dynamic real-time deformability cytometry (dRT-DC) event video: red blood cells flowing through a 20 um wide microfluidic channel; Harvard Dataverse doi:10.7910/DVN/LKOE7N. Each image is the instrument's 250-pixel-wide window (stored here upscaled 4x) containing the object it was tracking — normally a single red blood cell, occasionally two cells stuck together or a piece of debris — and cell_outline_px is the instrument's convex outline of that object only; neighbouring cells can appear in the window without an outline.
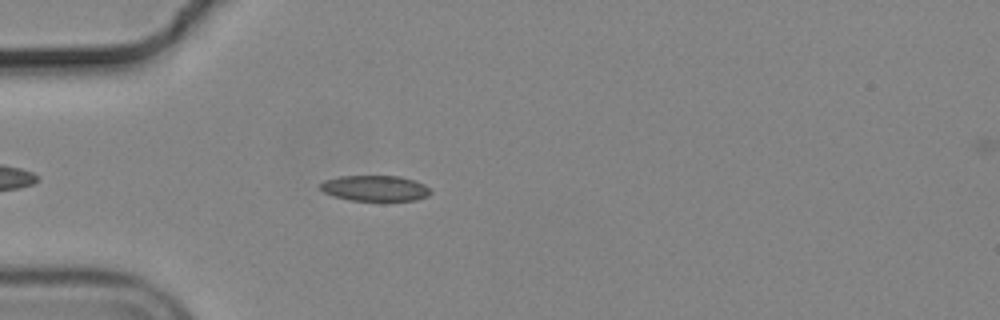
{"species": "common noctule bat (a hibernating species)", "species_latin": "Nyctalus noctula", "temperature_condition": "cold", "stored_images_in_passage": 46, "camera_frame_rate_fps": 3000, "um_per_image_px": 0.085, "animal": {"sex": "male", "body_mass_g": 19.2, "forearm_length_mm": 51.8}, "frame": {"image": 1, "passage_image": 7, "time_ms": 2.0, "image_size_px": [1000, 320], "cell_outline_px": [[432, 192], [428, 196], [416, 200], [384, 204], [352, 200], [336, 196], [324, 192], [320, 188], [320, 184], [324, 180], [340, 176], [400, 176], [424, 184], [432, 188]], "centroid_in_image_um": [31.96, 16.05], "position_along_channel_um": 53.0, "area_um2": 17.28}}
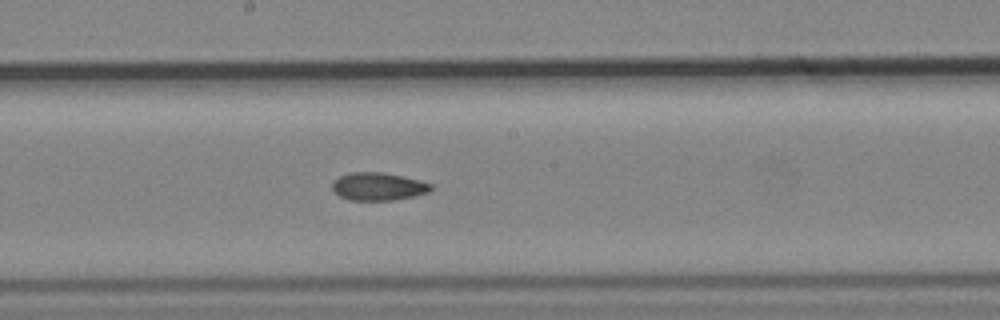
{"frame": {"image": 2, "passage_image": 21, "time_ms": 6.667, "image_size_px": [1000, 320], "cell_outline_px": [[432, 188], [428, 192], [396, 200], [348, 200], [340, 196], [332, 188], [332, 184], [340, 176], [348, 172], [384, 172], [420, 180], [432, 184]], "centroid_in_image_um": [32.15, 15.84], "position_along_channel_um": 216.0, "area_um2": 15.95}}
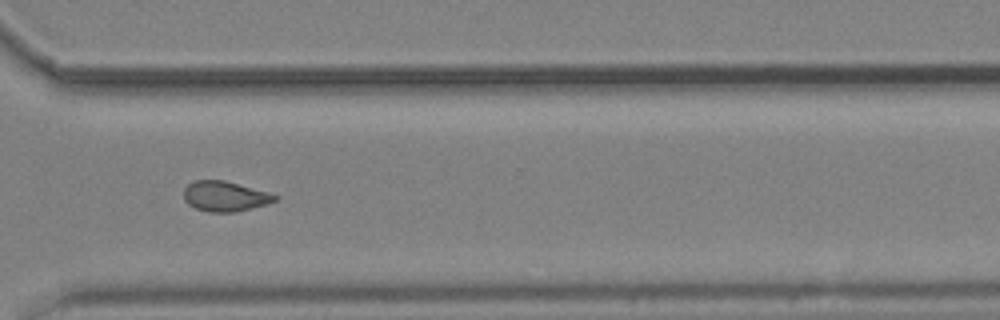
{"frame": {"image": 3, "passage_image": 32, "time_ms": 10.333, "image_size_px": [1000, 320], "cell_outline_px": [[280, 196], [276, 200], [268, 204], [232, 212], [208, 212], [196, 208], [188, 204], [184, 200], [184, 188], [192, 180], [224, 180], [268, 192]], "centroid_in_image_um": [19.11, 16.68], "position_along_channel_um": 351.5, "area_um2": 16.01}, "authors_computed_cell_mechanics": {"area_um2": 16.184, "velocity_mm_per_s": 3.6989, "shape_relaxation_time_tau1_ms": null, "shape_relaxation_time_tau2_ms": 6.5815, "deformation_change_tau1": null, "deformation_change_tau2": 0.1223}}